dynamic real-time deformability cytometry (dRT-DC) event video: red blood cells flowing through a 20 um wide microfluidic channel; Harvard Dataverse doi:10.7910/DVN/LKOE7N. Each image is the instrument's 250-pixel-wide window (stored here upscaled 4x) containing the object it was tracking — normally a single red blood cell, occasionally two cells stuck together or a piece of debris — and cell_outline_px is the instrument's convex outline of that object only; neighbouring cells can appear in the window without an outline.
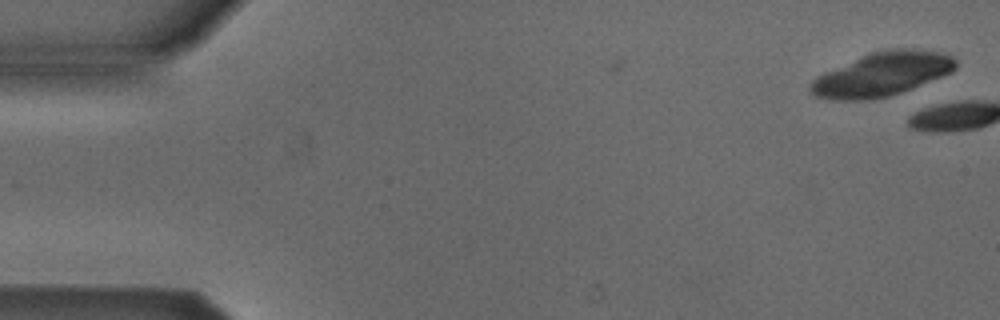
{"species": "Egyptian fruit bat (a non-hibernating species)", "species_latin": "Rousettus aegyptiacus", "temperature_condition": "cold", "stored_images_in_passage": 7, "camera_frame_rate_fps": 3000, "um_per_image_px": 0.085, "animal": {"sex": "male"}, "frame": {"image": 1, "passage_image": 7, "time_ms": 2.0, "image_size_px": [1000, 320], "cell_outline_px": [[956, 68], [952, 72], [912, 88], [888, 96], [872, 100], [832, 100], [816, 96], [808, 88], [812, 80], [816, 76], [824, 72], [872, 52], [888, 48], [916, 48], [936, 52], [952, 56], [956, 60]], "centroid_in_image_um": [74.96, 6.31], "position_along_channel_um": 10.0, "area_um2": 36.88}}